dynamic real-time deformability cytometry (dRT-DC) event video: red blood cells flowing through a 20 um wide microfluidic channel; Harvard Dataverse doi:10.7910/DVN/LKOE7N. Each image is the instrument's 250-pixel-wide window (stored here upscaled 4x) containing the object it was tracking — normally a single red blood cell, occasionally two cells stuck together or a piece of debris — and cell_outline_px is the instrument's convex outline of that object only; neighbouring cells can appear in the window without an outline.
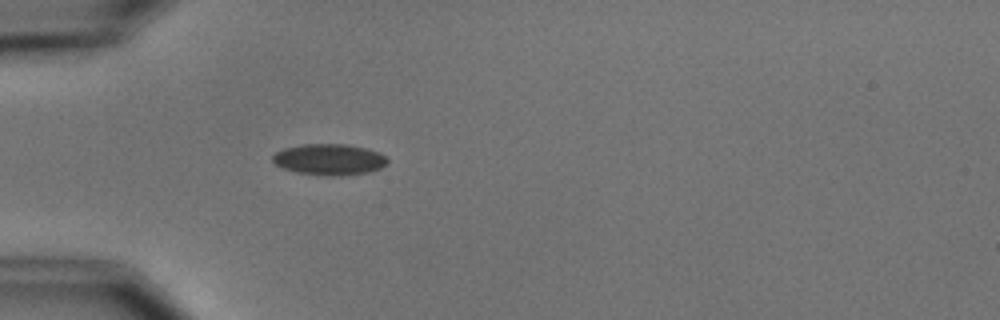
{"species": "common noctule bat (a hibernating species)", "species_latin": "Nyctalus noctula", "temperature_condition": "cold", "stored_images_in_passage": 4, "camera_frame_rate_fps": 3000, "um_per_image_px": 0.085, "animal": {"sex": "male", "body_mass_g": 15.6}, "frame": {"image": 1, "passage_image": 4, "time_ms": 3.333, "image_size_px": [1000, 320], "cell_outline_px": [[388, 164], [380, 168], [368, 172], [340, 176], [332, 176], [296, 172], [284, 168], [276, 164], [272, 160], [272, 156], [276, 152], [284, 148], [300, 144], [348, 144], [380, 152], [388, 160]], "centroid_in_image_um": [28.0, 13.55], "position_along_channel_um": 57.0, "area_um2": 20.81}}